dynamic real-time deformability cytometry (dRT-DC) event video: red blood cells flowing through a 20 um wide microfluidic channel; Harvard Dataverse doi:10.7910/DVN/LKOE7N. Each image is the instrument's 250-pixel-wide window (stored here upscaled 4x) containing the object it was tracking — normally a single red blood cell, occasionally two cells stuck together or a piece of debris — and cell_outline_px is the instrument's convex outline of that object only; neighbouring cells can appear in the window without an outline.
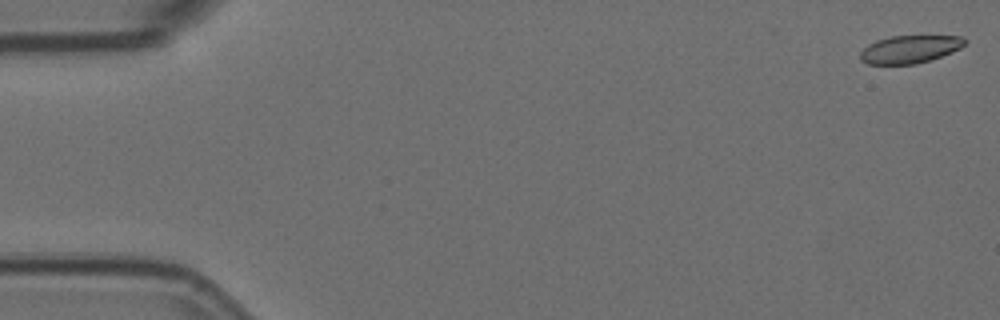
{"species": "Egyptian fruit bat (a non-hibernating species)", "species_latin": "Rousettus aegyptiacus", "temperature_condition": "room temperature", "stored_images_in_passage": 55, "camera_frame_rate_fps": 3000, "um_per_image_px": 0.085, "animal": {"sex": "female"}, "frame": {"image": 1, "passage_image": 1, "time_ms": 0.0, "image_size_px": [1000, 320], "cell_outline_px": [[968, 40], [960, 48], [952, 52], [916, 64], [868, 64], [860, 60], [860, 52], [868, 44], [876, 40], [892, 36], [964, 36]], "centroid_in_image_um": [77.32, 4.18], "position_along_channel_um": 7.7, "area_um2": 16.88}}
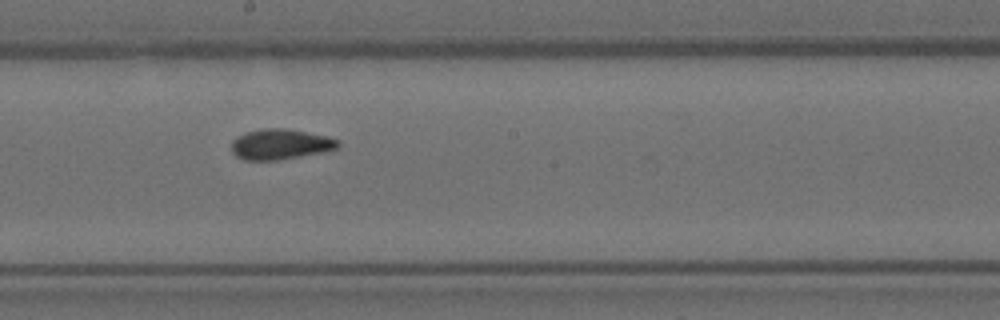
{"frame": {"image": 2, "passage_image": 31, "time_ms": 10.0, "image_size_px": [1000, 320], "cell_outline_px": [[340, 148], [324, 152], [280, 160], [244, 160], [236, 156], [232, 152], [232, 140], [236, 136], [248, 132], [264, 128], [288, 128], [328, 136], [340, 140]], "centroid_in_image_um": [23.88, 12.26], "position_along_channel_um": 224.3, "area_um2": 19.19}}
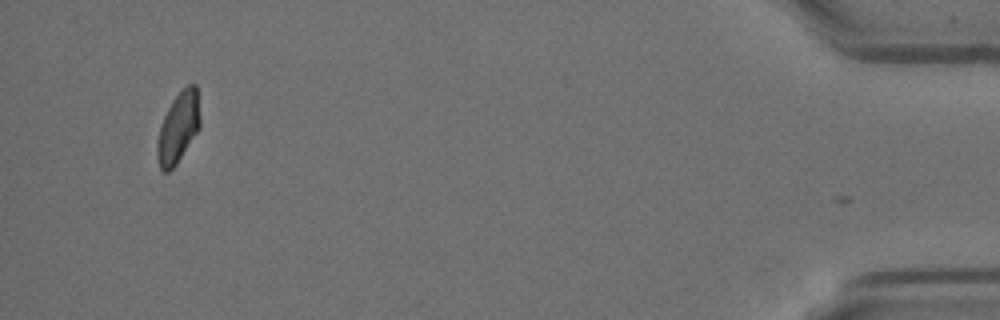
{"frame": {"image": 3, "passage_image": 54, "time_ms": 17.667, "image_size_px": [1000, 320], "cell_outline_px": [[200, 128], [176, 164], [168, 172], [164, 172], [160, 168], [156, 156], [156, 144], [160, 128], [164, 116], [172, 100], [188, 84], [196, 84], [200, 116]], "centroid_in_image_um": [15.15, 10.86], "position_along_channel_um": 420.1, "area_um2": 17.51}, "authors_computed_cell_mechanics": {"area_um2": 18.7272, "velocity_mm_per_s": 3.5909, "shape_relaxation_time_tau1_ms": 6.7132, "shape_relaxation_time_tau2_ms": 1.3574, "deformation_change_tau1": 0.1601, "deformation_change_tau2": 0.0661}}